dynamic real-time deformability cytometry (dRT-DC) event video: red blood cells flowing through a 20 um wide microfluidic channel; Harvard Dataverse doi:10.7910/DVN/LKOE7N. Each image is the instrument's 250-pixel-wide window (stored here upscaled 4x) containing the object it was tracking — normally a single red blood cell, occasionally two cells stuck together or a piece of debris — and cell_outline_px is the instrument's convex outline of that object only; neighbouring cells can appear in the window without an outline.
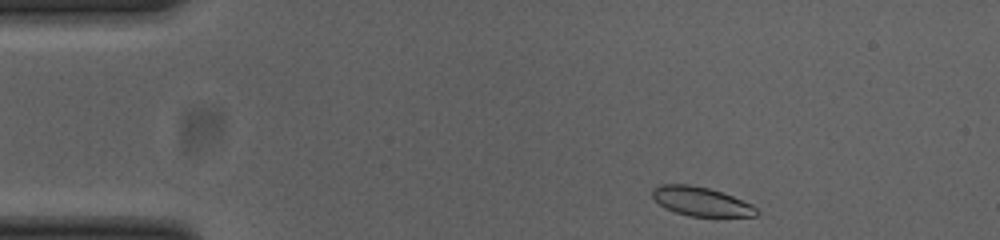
{"species": "common noctule bat (a hibernating species)", "species_latin": "Nyctalus noctula", "temperature_condition": "cold", "stored_images_in_passage": 46, "camera_frame_rate_fps": 3000, "um_per_image_px": 0.085, "animal": {"sex": "female", "body_mass_g": 23.0, "forearm_length_mm": 53.4}, "frame": {"image": 1, "passage_image": 1, "time_ms": 0.0, "image_size_px": [1000, 240], "cell_outline_px": [[760, 212], [756, 216], [688, 216], [664, 208], [652, 196], [652, 188], [660, 184], [688, 184], [708, 188], [732, 196], [752, 204]], "centroid_in_image_um": [59.57, 17.12], "position_along_channel_um": 25.4, "area_um2": 17.51}}
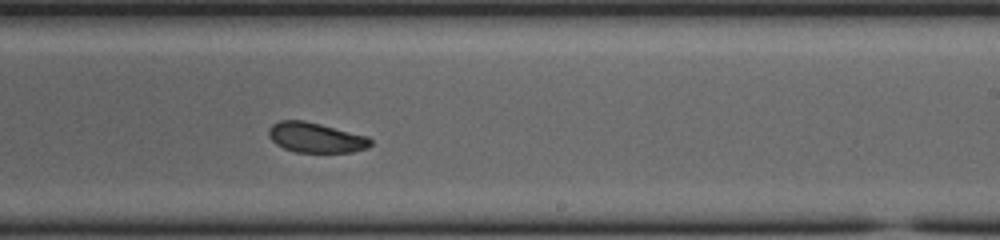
{"frame": {"image": 2, "passage_image": 25, "time_ms": 8.0, "image_size_px": [1000, 240], "cell_outline_px": [[372, 144], [368, 148], [352, 152], [296, 152], [284, 148], [276, 144], [268, 136], [268, 132], [272, 124], [280, 120], [304, 120], [368, 136], [372, 140]], "centroid_in_image_um": [26.85, 11.69], "position_along_channel_um": 262.1, "area_um2": 17.86}}
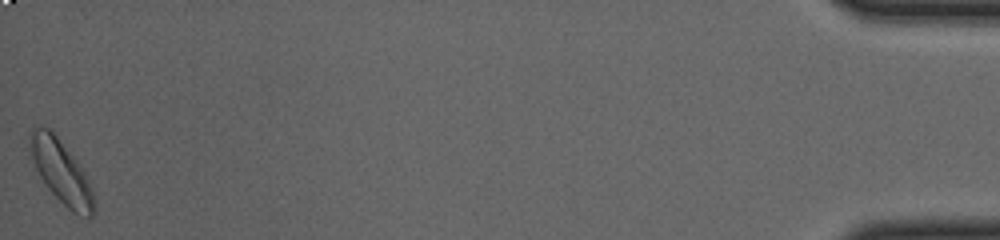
{"frame": {"image": 3, "passage_image": 46, "time_ms": 15.0, "image_size_px": [1000, 240], "cell_outline_px": [[92, 216], [80, 216], [72, 212], [48, 188], [40, 176], [36, 168], [32, 156], [32, 132], [36, 128], [48, 128], [56, 136], [84, 172], [92, 188]], "centroid_in_image_um": [5.23, 14.66], "position_along_channel_um": 430.0, "area_um2": 21.91}, "authors_computed_cell_mechanics": {"area_um2": 18.6983, "velocity_mm_per_s": 3.8173, "shape_relaxation_time_tau1_ms": 3.7063, "shape_relaxation_time_tau2_ms": 2.8451, "deformation_change_tau1": 0.0843, "deformation_change_tau2": 0.0763}}